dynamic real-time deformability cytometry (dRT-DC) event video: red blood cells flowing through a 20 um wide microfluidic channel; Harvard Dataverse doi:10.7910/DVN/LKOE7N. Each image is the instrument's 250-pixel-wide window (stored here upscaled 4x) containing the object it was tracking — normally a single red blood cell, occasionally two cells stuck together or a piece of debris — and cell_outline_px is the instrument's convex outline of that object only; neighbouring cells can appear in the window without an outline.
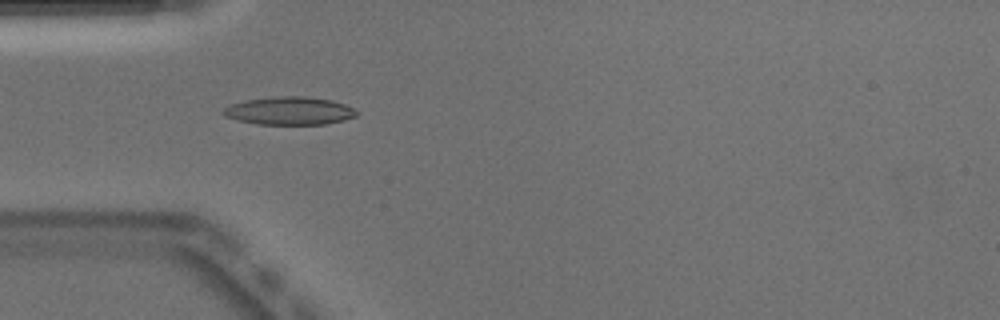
{"species": "Egyptian fruit bat (a non-hibernating species)", "species_latin": "Rousettus aegyptiacus", "temperature_condition": "warm", "stored_images_in_passage": 51, "camera_frame_rate_fps": 3000, "um_per_image_px": 0.085, "animal": {"sex": "male"}, "frame": {"image": 1, "passage_image": 15, "time_ms": 4.667, "image_size_px": [1000, 320], "cell_outline_px": [[360, 112], [356, 116], [344, 120], [324, 124], [256, 124], [236, 120], [224, 116], [220, 112], [224, 108], [232, 104], [244, 100], [280, 96], [304, 96], [332, 100], [344, 104]], "centroid_in_image_um": [24.58, 9.42], "position_along_channel_um": 60.4, "area_um2": 21.79}, "authors_computed_cell_mechanics": {"area_um2": 20.23, "velocity_mm_per_s": 3.9404, "shape_relaxation_time_tau1_ms": 7.6354, "shape_relaxation_time_tau2_ms": 1.2985, "deformation_change_tau1": 0.2586, "deformation_change_tau2": 0.0914}}